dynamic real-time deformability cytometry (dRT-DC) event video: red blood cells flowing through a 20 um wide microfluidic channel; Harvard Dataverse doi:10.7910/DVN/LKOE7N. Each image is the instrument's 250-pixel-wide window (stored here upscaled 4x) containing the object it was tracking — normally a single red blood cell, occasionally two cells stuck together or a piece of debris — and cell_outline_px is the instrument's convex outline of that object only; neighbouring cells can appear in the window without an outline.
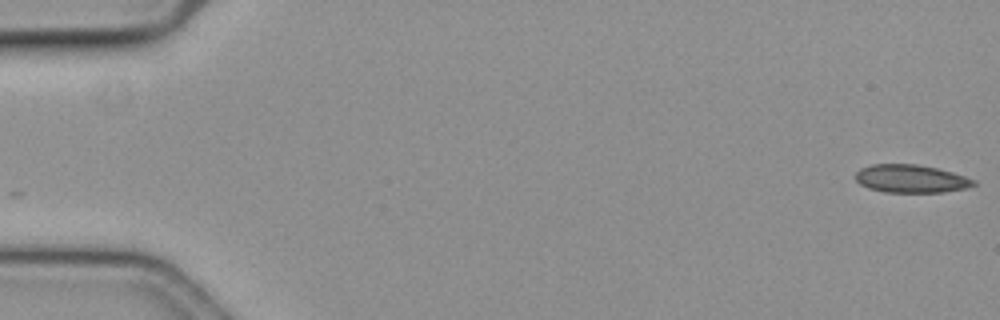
{"species": "common noctule bat (a hibernating species)", "species_latin": "Nyctalus noctula", "temperature_condition": "cold", "stored_images_in_passage": 20, "camera_frame_rate_fps": 3000, "um_per_image_px": 0.085, "animal": {"sex": "female", "body_mass_g": 19.3, "forearm_length_mm": 54.1}, "frame": {"image": 1, "passage_image": 1, "time_ms": 0.0, "image_size_px": [1000, 320], "cell_outline_px": [[976, 184], [968, 188], [944, 192], [884, 192], [868, 188], [860, 184], [852, 176], [860, 168], [872, 164], [916, 164], [936, 168], [952, 172], [976, 180]], "centroid_in_image_um": [77.4, 15.19], "position_along_channel_um": 7.6, "area_um2": 19.42}}
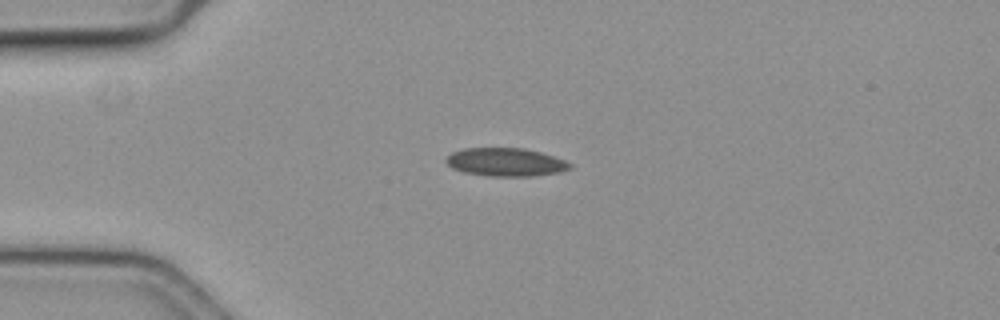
{"frame": {"image": 2, "passage_image": 15, "time_ms": 4.667, "image_size_px": [1000, 320], "cell_outline_px": [[572, 168], [560, 172], [532, 176], [488, 176], [464, 172], [452, 168], [444, 160], [452, 152], [464, 148], [524, 148], [540, 152], [564, 160], [572, 164]], "centroid_in_image_um": [42.98, 13.78], "position_along_channel_um": 42.0, "area_um2": 20.35}}
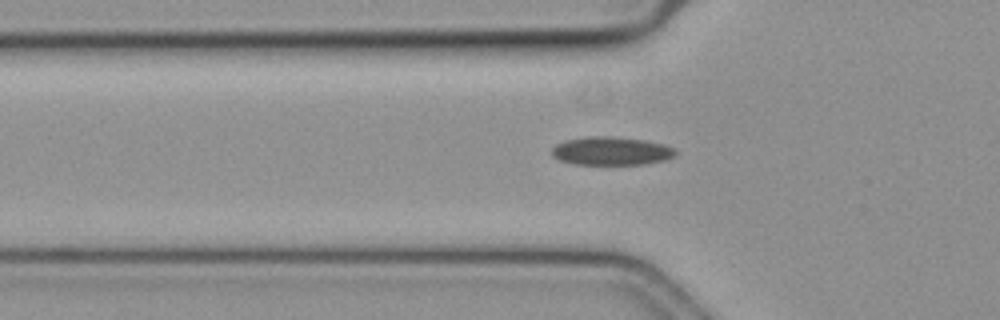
{"frame": {"image": 3, "passage_image": 20, "time_ms": 6.333, "image_size_px": [1000, 320], "cell_outline_px": [[676, 156], [664, 160], [644, 164], [572, 164], [560, 160], [552, 156], [552, 148], [556, 144], [564, 140], [584, 136], [608, 136], [644, 140], [664, 144], [676, 148]], "centroid_in_image_um": [51.95, 12.83], "position_along_channel_um": 73.9, "area_um2": 20.58}}